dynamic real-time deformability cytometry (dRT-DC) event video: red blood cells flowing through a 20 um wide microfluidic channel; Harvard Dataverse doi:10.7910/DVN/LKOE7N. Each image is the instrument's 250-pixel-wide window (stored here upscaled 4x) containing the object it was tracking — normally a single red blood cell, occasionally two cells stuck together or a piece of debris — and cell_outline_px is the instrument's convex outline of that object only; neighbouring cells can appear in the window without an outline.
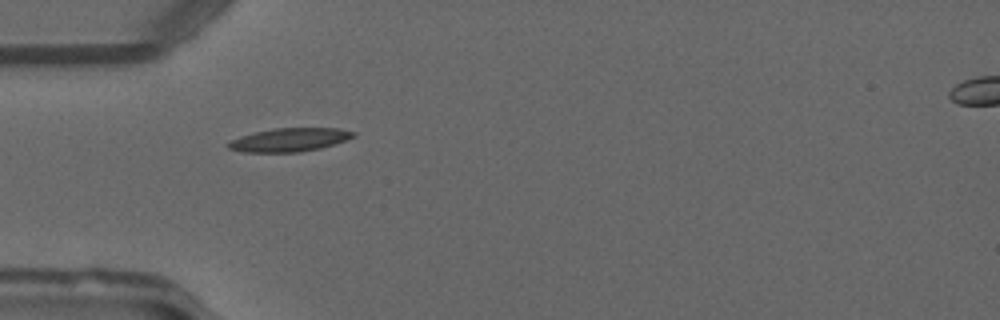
{"species": "common noctule bat (a hibernating species)", "species_latin": "Nyctalus noctula", "temperature_condition": "warm", "stored_images_in_passage": 20, "camera_frame_rate_fps": 3000, "um_per_image_px": 0.085, "animal": {"sex": "male", "forearm_length_mm": 52.5}, "frame": {"image": 1, "passage_image": 16, "time_ms": 5.0, "image_size_px": [1000, 320], "cell_outline_px": [[356, 136], [320, 148], [300, 152], [244, 152], [228, 148], [224, 144], [240, 136], [256, 132], [276, 128], [340, 128], [356, 132]], "centroid_in_image_um": [24.59, 11.88], "position_along_channel_um": 60.4, "area_um2": 16.99}}